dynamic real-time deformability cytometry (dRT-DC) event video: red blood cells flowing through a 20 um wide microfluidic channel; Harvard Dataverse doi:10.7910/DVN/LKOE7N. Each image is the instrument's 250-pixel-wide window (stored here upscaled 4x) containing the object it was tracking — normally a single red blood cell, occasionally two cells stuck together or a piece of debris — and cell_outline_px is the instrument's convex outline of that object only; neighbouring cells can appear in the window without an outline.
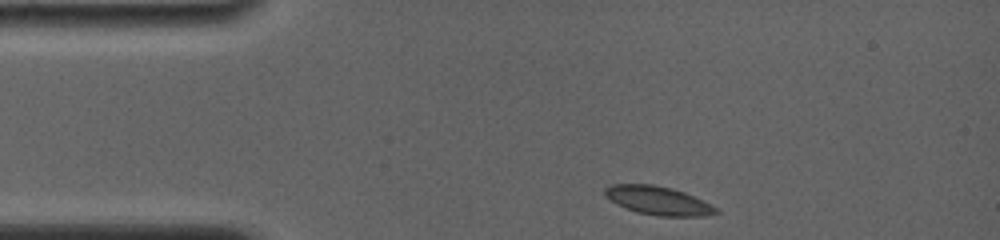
{"species": "common noctule bat (a hibernating species)", "species_latin": "Nyctalus noctula", "temperature_condition": "room temperature", "stored_images_in_passage": 4, "camera_frame_rate_fps": 4000, "um_per_image_px": 0.085, "animal": {"sex": "female", "body_mass_g": 19.0, "forearm_length_mm": 56.7}, "frame": {"image": 1, "passage_image": 1, "time_ms": 0.0, "image_size_px": [1000, 240], "cell_outline_px": [[720, 212], [704, 216], [660, 216], [636, 212], [616, 204], [604, 192], [604, 188], [612, 184], [652, 184], [672, 188], [684, 192], [716, 208]], "centroid_in_image_um": [55.91, 17.05], "position_along_channel_um": 29.1, "area_um2": 18.15}}
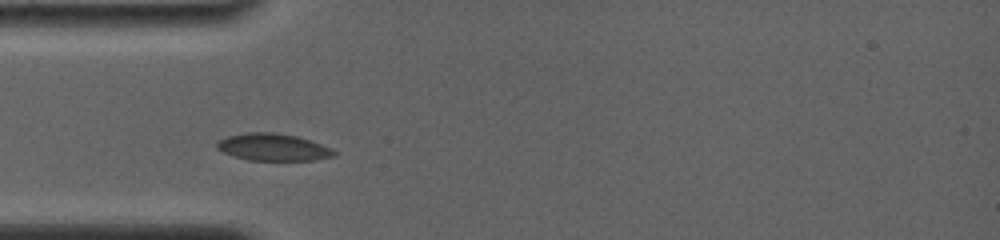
{"frame": {"image": 2, "passage_image": 3, "time_ms": 2.0, "image_size_px": [1000, 240], "cell_outline_px": [[336, 156], [316, 160], [248, 160], [224, 152], [216, 148], [216, 144], [220, 140], [228, 136], [248, 132], [272, 132], [296, 136], [332, 148], [336, 152]], "centroid_in_image_um": [23.24, 12.51], "position_along_channel_um": 61.8, "area_um2": 18.32}}
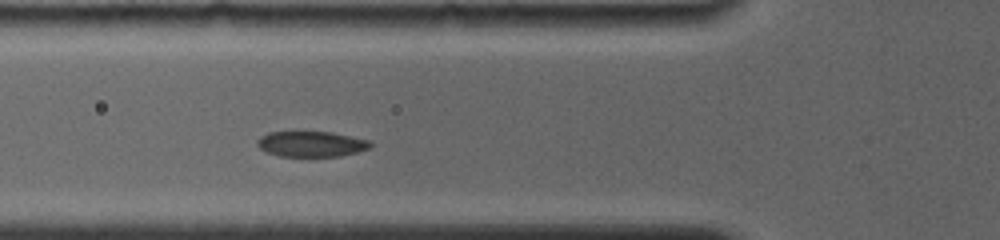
{"frame": {"image": 3, "passage_image": 4, "time_ms": 3.0, "image_size_px": [1000, 240], "cell_outline_px": [[372, 144], [368, 148], [356, 152], [340, 156], [280, 156], [268, 152], [260, 148], [256, 144], [256, 140], [260, 136], [268, 132], [332, 132], [368, 140]], "centroid_in_image_um": [26.42, 12.23], "position_along_channel_um": 99.4, "area_um2": 16.65}}